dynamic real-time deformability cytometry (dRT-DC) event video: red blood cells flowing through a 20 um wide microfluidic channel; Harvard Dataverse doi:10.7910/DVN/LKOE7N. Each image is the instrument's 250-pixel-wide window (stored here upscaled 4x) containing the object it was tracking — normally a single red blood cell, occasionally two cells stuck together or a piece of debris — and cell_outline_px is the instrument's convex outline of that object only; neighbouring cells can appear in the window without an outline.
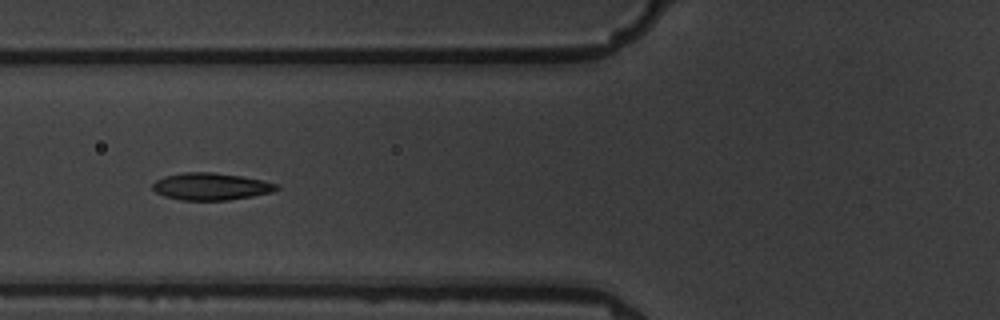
{"species": "common noctule bat (a hibernating species)", "species_latin": "Nyctalus noctula", "temperature_condition": "warm", "stored_images_in_passage": 11, "camera_frame_rate_fps": 3000, "um_per_image_px": 0.085, "animal": {"sex": "male", "body_mass_g": 19.5, "forearm_length_mm": 54.6}, "frame": {"image": 1, "passage_image": 7, "time_ms": 7.667, "image_size_px": [1000, 320], "cell_outline_px": [[280, 188], [272, 192], [252, 196], [228, 200], [180, 200], [164, 196], [156, 192], [152, 188], [152, 184], [156, 180], [164, 176], [184, 172], [212, 172], [240, 176], [280, 184]], "centroid_in_image_um": [17.92, 15.85], "position_along_channel_um": 107.9, "area_um2": 19.59}}
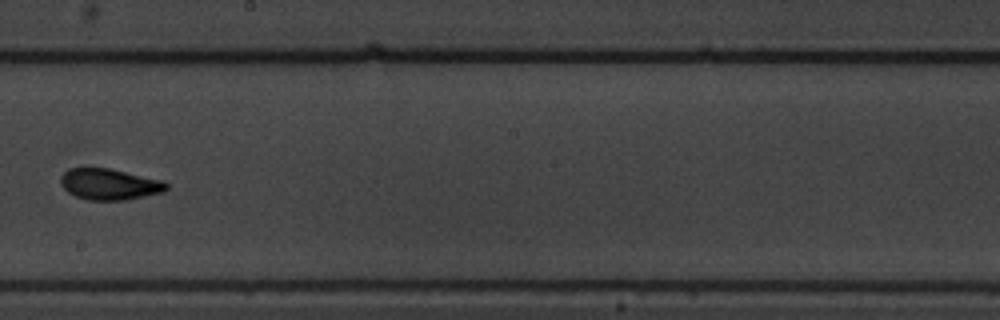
{"frame": {"image": 2, "passage_image": 10, "time_ms": 11.333, "image_size_px": [1000, 320], "cell_outline_px": [[168, 188], [164, 192], [128, 200], [88, 200], [76, 196], [68, 192], [60, 184], [60, 176], [68, 168], [108, 168], [164, 180], [168, 184]], "centroid_in_image_um": [9.32, 15.66], "position_along_channel_um": 238.9, "area_um2": 19.36}}
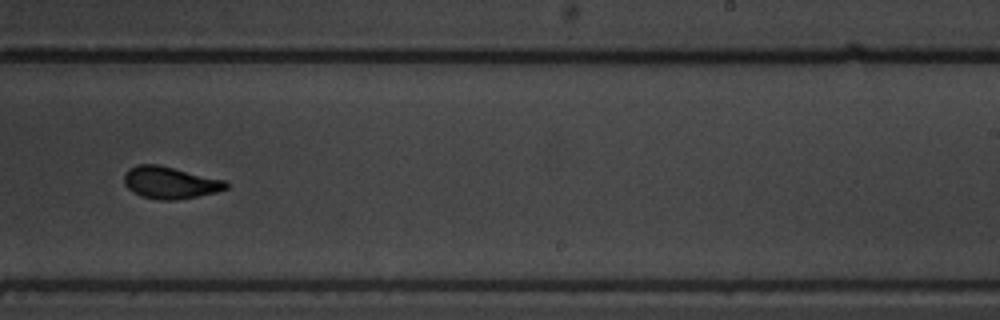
{"frame": {"image": 3, "passage_image": 11, "time_ms": 12.333, "image_size_px": [1000, 320], "cell_outline_px": [[228, 188], [216, 192], [176, 200], [156, 200], [140, 196], [132, 192], [124, 184], [124, 172], [128, 168], [136, 164], [156, 164], [224, 180], [228, 184]], "centroid_in_image_um": [14.39, 15.53], "position_along_channel_um": 274.6, "area_um2": 19.02}}